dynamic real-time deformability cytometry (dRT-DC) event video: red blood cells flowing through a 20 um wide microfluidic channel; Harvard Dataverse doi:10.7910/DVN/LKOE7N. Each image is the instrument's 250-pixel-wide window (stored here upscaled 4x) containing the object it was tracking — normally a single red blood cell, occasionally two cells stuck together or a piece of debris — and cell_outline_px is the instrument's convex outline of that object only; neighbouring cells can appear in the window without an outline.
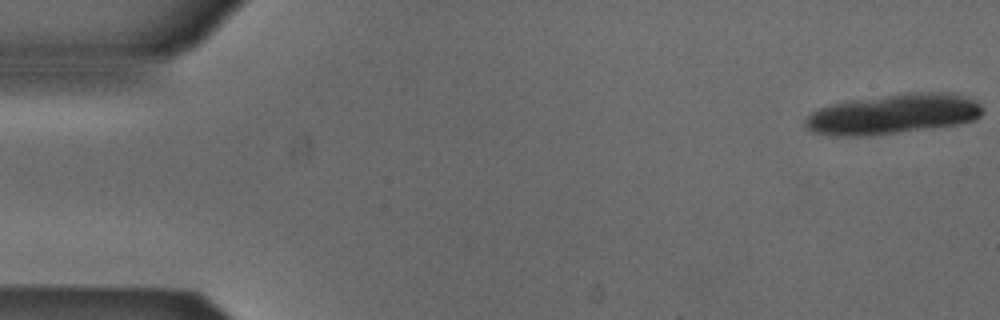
{"species": "Egyptian fruit bat (a non-hibernating species)", "species_latin": "Rousettus aegyptiacus", "temperature_condition": "cold", "stored_images_in_passage": 6, "camera_frame_rate_fps": 3000, "um_per_image_px": 0.085, "animal": {"sex": "male"}, "frame": {"image": 1, "passage_image": 1, "time_ms": 0.0, "image_size_px": [1000, 320], "cell_outline_px": [[984, 112], [976, 120], [960, 124], [892, 132], [856, 136], [832, 136], [812, 132], [804, 128], [804, 120], [812, 112], [820, 108], [832, 104], [848, 100], [908, 92], [952, 92], [968, 96], [976, 100], [984, 108]], "centroid_in_image_um": [75.95, 9.67], "position_along_channel_um": 9.1, "area_um2": 41.56}}